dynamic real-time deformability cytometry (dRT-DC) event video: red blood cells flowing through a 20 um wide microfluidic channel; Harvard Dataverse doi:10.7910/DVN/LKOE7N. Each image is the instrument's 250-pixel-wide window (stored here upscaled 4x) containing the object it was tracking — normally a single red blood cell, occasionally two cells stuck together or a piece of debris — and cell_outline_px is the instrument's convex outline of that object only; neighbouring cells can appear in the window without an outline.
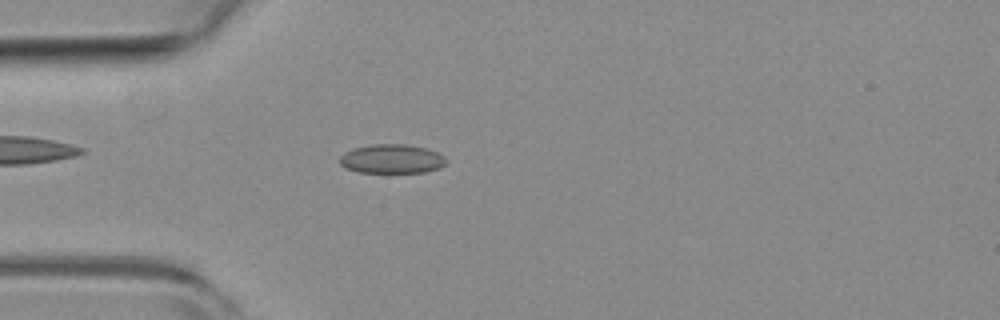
{"species": "common noctule bat (a hibernating species)", "species_latin": "Nyctalus noctula", "temperature_condition": "room temperature", "stored_images_in_passage": 54, "camera_frame_rate_fps": 3000, "um_per_image_px": 0.085, "animal": {"sex": "female", "body_mass_g": 19.3, "forearm_length_mm": 54.1}, "frame": {"image": 1, "passage_image": 15, "time_ms": 4.667, "image_size_px": [1000, 320], "cell_outline_px": [[448, 160], [440, 168], [424, 172], [356, 172], [344, 168], [340, 164], [340, 156], [344, 152], [352, 148], [372, 144], [404, 144], [424, 148], [436, 152], [444, 156]], "centroid_in_image_um": [33.26, 13.5], "position_along_channel_um": 51.7, "area_um2": 18.09}}
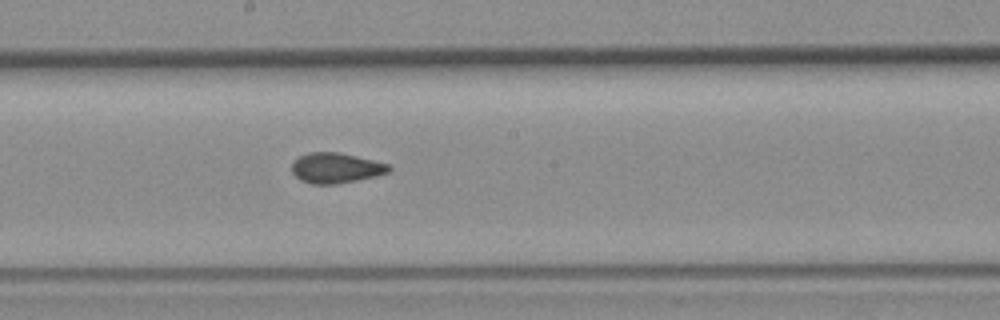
{"frame": {"image": 2, "passage_image": 29, "time_ms": 9.333, "image_size_px": [1000, 320], "cell_outline_px": [[392, 168], [388, 172], [376, 176], [336, 184], [312, 184], [300, 180], [292, 172], [292, 164], [300, 156], [308, 152], [336, 152], [356, 156], [392, 164]], "centroid_in_image_um": [28.58, 14.28], "position_along_channel_um": 219.6, "area_um2": 17.11}}
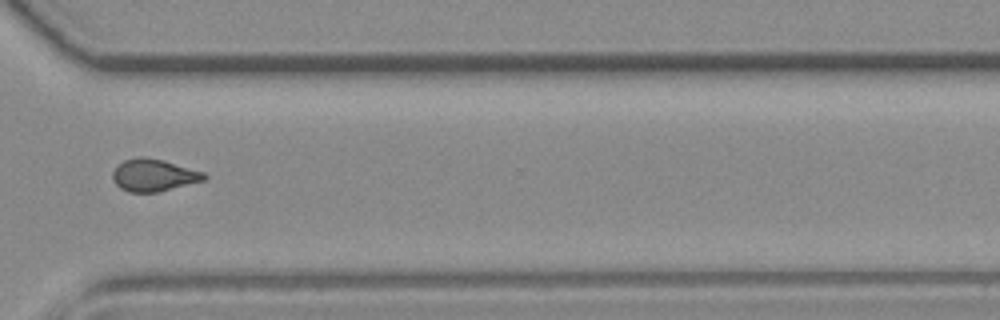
{"frame": {"image": 3, "passage_image": 40, "time_ms": 13.0, "image_size_px": [1000, 320], "cell_outline_px": [[208, 176], [204, 180], [160, 192], [128, 192], [120, 188], [112, 180], [112, 172], [124, 160], [136, 156], [144, 156], [164, 160], [204, 172]], "centroid_in_image_um": [13.06, 14.89], "position_along_channel_um": 357.5, "area_um2": 17.34}, "authors_computed_cell_mechanics": {"area_um2": 17.2533, "velocity_mm_per_s": 3.7637, "shape_relaxation_time_tau1_ms": null, "shape_relaxation_time_tau2_ms": 1.6615, "deformation_change_tau1": null, "deformation_change_tau2": 0.065}}